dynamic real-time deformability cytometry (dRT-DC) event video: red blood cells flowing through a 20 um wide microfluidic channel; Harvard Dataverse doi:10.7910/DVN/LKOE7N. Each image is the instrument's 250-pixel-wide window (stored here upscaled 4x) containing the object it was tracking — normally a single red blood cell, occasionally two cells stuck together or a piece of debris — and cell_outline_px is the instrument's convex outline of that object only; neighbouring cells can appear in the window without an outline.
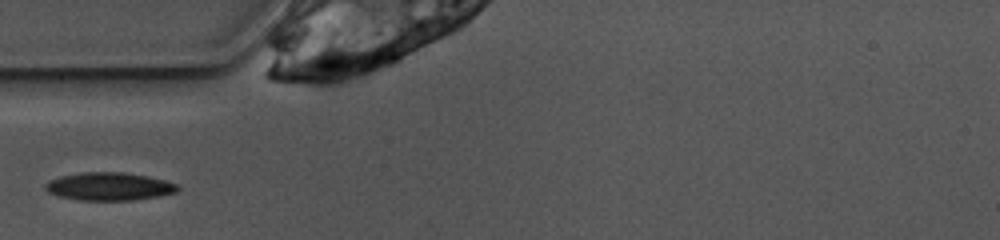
{"species": "common noctule bat (a hibernating species)", "species_latin": "Nyctalus noctula", "temperature_condition": "warm", "stored_images_in_passage": 27, "camera_frame_rate_fps": 3000, "um_per_image_px": 0.085, "animal": {"sex": "female", "body_mass_g": 10.0, "forearm_length_mm": 53.1}, "frame": {"image": 1, "passage_image": 1, "time_ms": 0.0, "image_size_px": [1000, 240], "cell_outline_px": [[180, 188], [176, 192], [156, 196], [132, 200], [76, 200], [60, 196], [48, 192], [44, 188], [44, 184], [48, 180], [60, 176], [80, 172], [124, 172], [148, 176], [164, 180], [176, 184]], "centroid_in_image_um": [9.23, 15.84], "position_along_channel_um": 75.8, "area_um2": 21.56}}
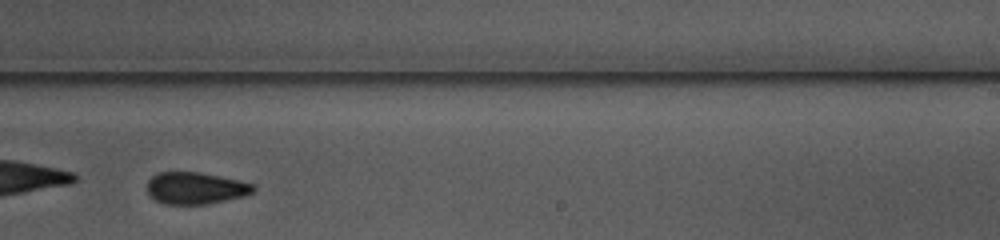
{"frame": {"image": 2, "passage_image": 16, "time_ms": 5.0, "image_size_px": [1000, 240], "cell_outline_px": [[256, 192], [244, 196], [208, 204], [164, 204], [156, 200], [148, 192], [148, 180], [156, 172], [200, 172], [236, 180], [252, 184], [256, 188]], "centroid_in_image_um": [16.62, 15.99], "position_along_channel_um": 272.4, "area_um2": 19.65}}
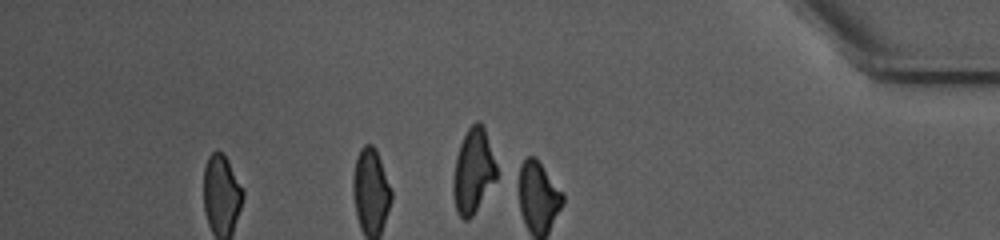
{"frame": {"image": 3, "passage_image": 27, "time_ms": 8.667, "image_size_px": [1000, 240], "cell_outline_px": [[496, 180], [472, 216], [468, 220], [464, 220], [456, 212], [452, 196], [452, 180], [456, 156], [460, 144], [468, 128], [476, 120], [480, 120], [484, 124], [496, 164]], "centroid_in_image_um": [40.2, 14.52], "position_along_channel_um": 395.0, "area_um2": 21.68}}